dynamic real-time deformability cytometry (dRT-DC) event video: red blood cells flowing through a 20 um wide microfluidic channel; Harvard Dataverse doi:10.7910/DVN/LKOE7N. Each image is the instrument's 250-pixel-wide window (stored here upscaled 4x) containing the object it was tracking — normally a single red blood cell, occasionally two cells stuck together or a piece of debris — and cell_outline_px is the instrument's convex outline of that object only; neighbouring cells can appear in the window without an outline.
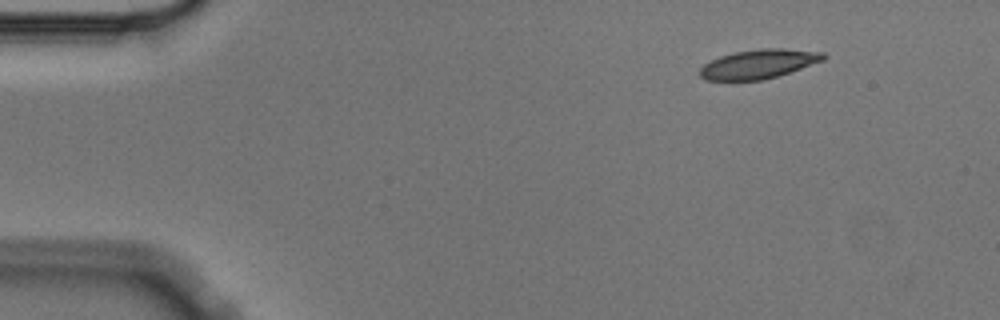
{"species": "Egyptian fruit bat (a non-hibernating species)", "species_latin": "Rousettus aegyptiacus", "temperature_condition": "cold", "stored_images_in_passage": 4, "camera_frame_rate_fps": 3000, "um_per_image_px": 0.085, "animal": {"sex": "male"}, "frame": {"image": 1, "passage_image": 1, "time_ms": 0.0, "image_size_px": [1000, 320], "cell_outline_px": [[828, 56], [824, 60], [776, 76], [760, 80], [704, 80], [700, 76], [700, 68], [704, 64], [720, 56], [732, 52], [760, 48], [784, 48], [824, 52]], "centroid_in_image_um": [64.48, 5.42], "position_along_channel_um": 20.5, "area_um2": 20.92}}